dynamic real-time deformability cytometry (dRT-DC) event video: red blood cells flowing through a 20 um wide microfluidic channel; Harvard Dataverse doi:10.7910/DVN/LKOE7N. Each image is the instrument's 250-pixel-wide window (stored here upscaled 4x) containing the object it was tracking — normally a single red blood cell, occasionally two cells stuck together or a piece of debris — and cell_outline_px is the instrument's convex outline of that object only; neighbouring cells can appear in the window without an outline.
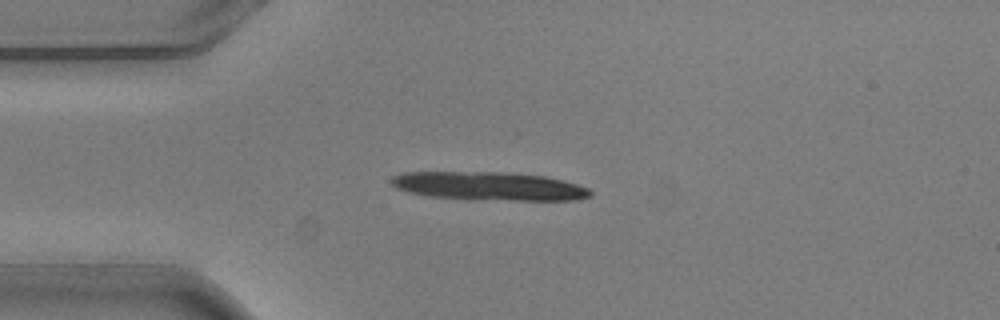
{"species": "common noctule bat (a hibernating species)", "species_latin": "Nyctalus noctula", "temperature_condition": "warm", "stored_images_in_passage": 7, "camera_frame_rate_fps": 3000, "um_per_image_px": 0.085, "animal": {"sex": "male", "body_mass_g": 20.5, "forearm_length_mm": 52.5}, "frame": {"image": 1, "passage_image": 1, "time_ms": 0.0, "image_size_px": [1000, 320], "cell_outline_px": [[592, 196], [580, 200], [472, 200], [428, 196], [408, 192], [396, 188], [392, 184], [392, 176], [400, 172], [500, 172], [544, 176], [564, 180], [588, 188], [592, 192]], "centroid_in_image_um": [41.57, 15.83], "position_along_channel_um": 43.4, "area_um2": 33.29}}
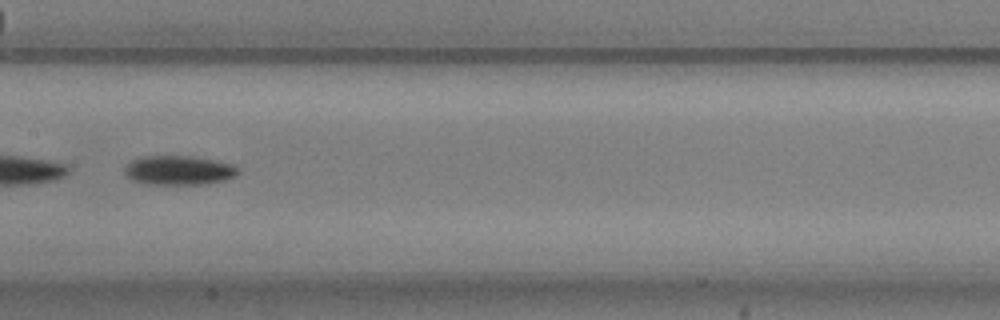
{"frame": {"image": 2, "passage_image": 5, "time_ms": 1.333, "image_size_px": [1000, 320], "cell_outline_px": [[240, 172], [236, 176], [224, 180], [204, 184], [148, 184], [132, 180], [124, 172], [124, 168], [132, 160], [140, 156], [196, 156], [216, 160], [232, 164], [240, 168]], "centroid_in_image_um": [15.23, 14.46], "position_along_channel_um": 192.2, "area_um2": 19.54}}
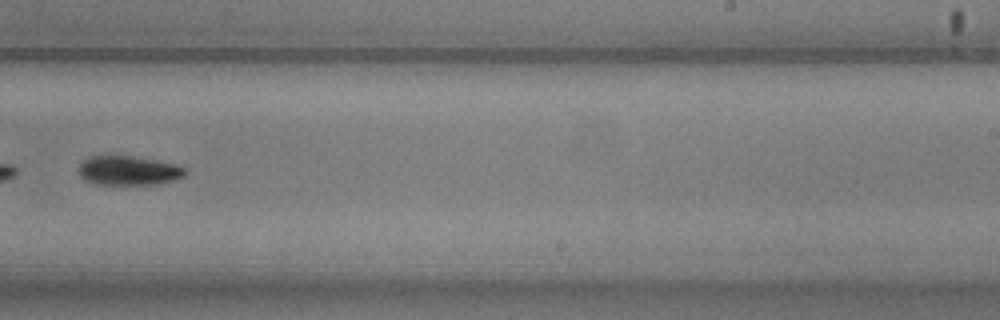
{"frame": {"image": 3, "passage_image": 7, "time_ms": 2.0, "image_size_px": [1000, 320], "cell_outline_px": [[188, 172], [184, 176], [176, 180], [156, 184], [96, 184], [84, 180], [80, 176], [80, 164], [88, 156], [132, 156], [172, 164], [184, 168]], "centroid_in_image_um": [10.91, 14.51], "position_along_channel_um": 278.1, "area_um2": 17.92}}